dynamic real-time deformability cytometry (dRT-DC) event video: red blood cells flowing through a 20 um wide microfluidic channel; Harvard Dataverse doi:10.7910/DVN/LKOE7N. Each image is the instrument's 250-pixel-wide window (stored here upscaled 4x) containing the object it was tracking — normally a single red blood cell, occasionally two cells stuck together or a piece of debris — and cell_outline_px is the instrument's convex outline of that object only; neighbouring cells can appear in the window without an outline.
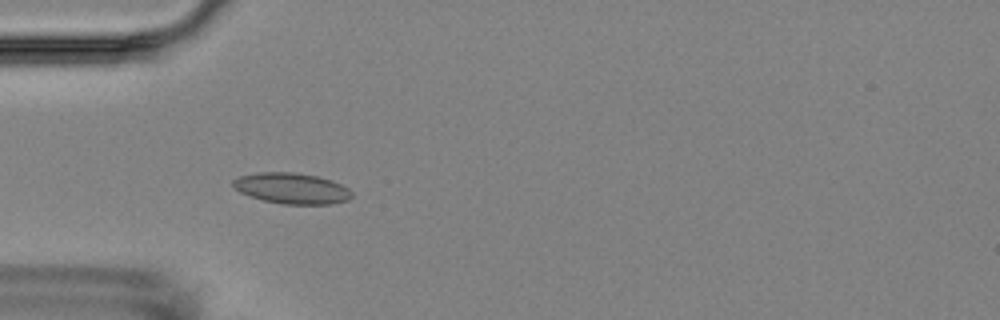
{"species": "Egyptian fruit bat (a non-hibernating species)", "species_latin": "Rousettus aegyptiacus", "temperature_condition": "room temperature", "stored_images_in_passage": 5, "camera_frame_rate_fps": 3000, "um_per_image_px": 0.085, "animal": {"sex": "female"}, "frame": {"image": 1, "passage_image": 4, "time_ms": 3.333, "image_size_px": [1000, 320], "cell_outline_px": [[352, 196], [348, 200], [332, 204], [284, 204], [264, 200], [248, 196], [240, 192], [232, 184], [232, 180], [240, 176], [260, 172], [292, 172], [316, 176], [332, 180], [348, 188], [352, 192]], "centroid_in_image_um": [24.8, 16.01], "position_along_channel_um": 60.2, "area_um2": 21.27}}